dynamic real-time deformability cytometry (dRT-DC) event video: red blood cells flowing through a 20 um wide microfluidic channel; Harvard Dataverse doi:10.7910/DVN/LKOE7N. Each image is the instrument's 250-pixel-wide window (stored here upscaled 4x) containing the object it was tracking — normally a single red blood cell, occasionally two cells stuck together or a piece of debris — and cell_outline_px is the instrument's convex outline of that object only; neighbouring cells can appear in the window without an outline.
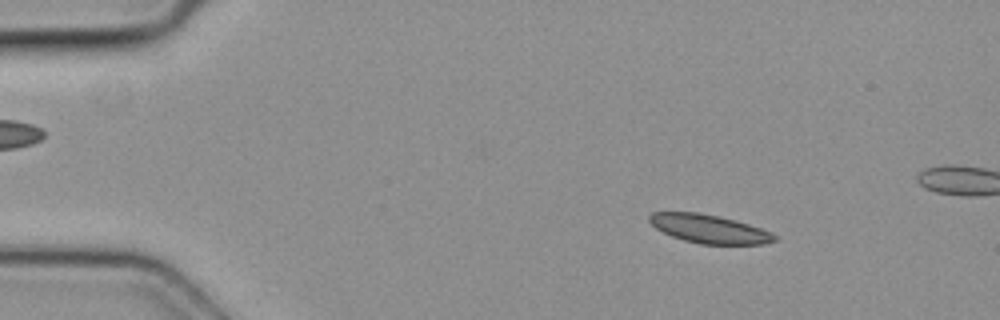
{"species": "common noctule bat (a hibernating species)", "species_latin": "Nyctalus noctula", "temperature_condition": "cold", "stored_images_in_passage": 4, "camera_frame_rate_fps": 3000, "um_per_image_px": 0.085, "animal": {"sex": "female", "body_mass_g": 19.3, "forearm_length_mm": 54.1}, "frame": {"image": 1, "passage_image": 2, "time_ms": 0.333, "image_size_px": [1000, 320], "cell_outline_px": [[776, 240], [764, 244], [700, 244], [684, 240], [672, 236], [656, 228], [648, 220], [648, 216], [652, 212], [700, 212], [720, 216], [736, 220], [772, 232], [776, 236]], "centroid_in_image_um": [60.28, 19.44], "position_along_channel_um": 24.7, "area_um2": 20.81}}